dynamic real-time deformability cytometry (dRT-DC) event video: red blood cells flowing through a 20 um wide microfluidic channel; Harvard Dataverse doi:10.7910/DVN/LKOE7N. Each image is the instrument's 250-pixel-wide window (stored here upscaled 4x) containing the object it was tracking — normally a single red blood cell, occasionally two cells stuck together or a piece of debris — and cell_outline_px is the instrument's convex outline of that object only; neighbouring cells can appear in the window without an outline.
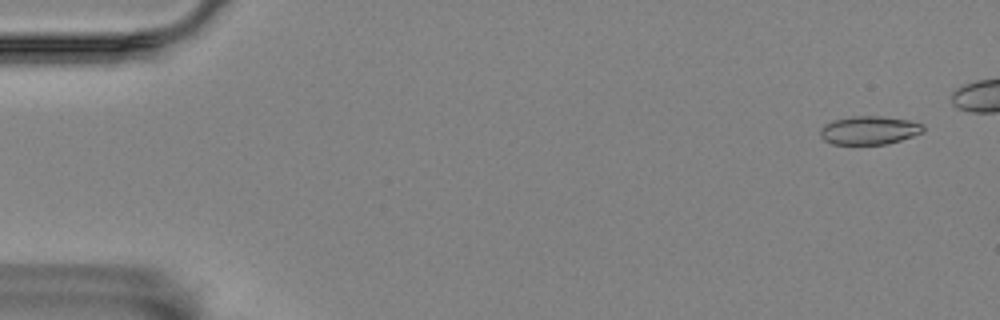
{"species": "Egyptian fruit bat (a non-hibernating species)", "species_latin": "Rousettus aegyptiacus", "temperature_condition": "room temperature", "stored_images_in_passage": 16, "camera_frame_rate_fps": 3000, "um_per_image_px": 0.085, "animal": {"sex": "female"}, "frame": {"image": 1, "passage_image": 3, "time_ms": 0.667, "image_size_px": [1000, 320], "cell_outline_px": [[924, 132], [888, 144], [832, 144], [824, 140], [820, 136], [820, 128], [824, 124], [832, 120], [852, 116], [880, 116], [908, 120], [924, 124]], "centroid_in_image_um": [73.87, 11.07], "position_along_channel_um": 11.1, "area_um2": 17.17}}